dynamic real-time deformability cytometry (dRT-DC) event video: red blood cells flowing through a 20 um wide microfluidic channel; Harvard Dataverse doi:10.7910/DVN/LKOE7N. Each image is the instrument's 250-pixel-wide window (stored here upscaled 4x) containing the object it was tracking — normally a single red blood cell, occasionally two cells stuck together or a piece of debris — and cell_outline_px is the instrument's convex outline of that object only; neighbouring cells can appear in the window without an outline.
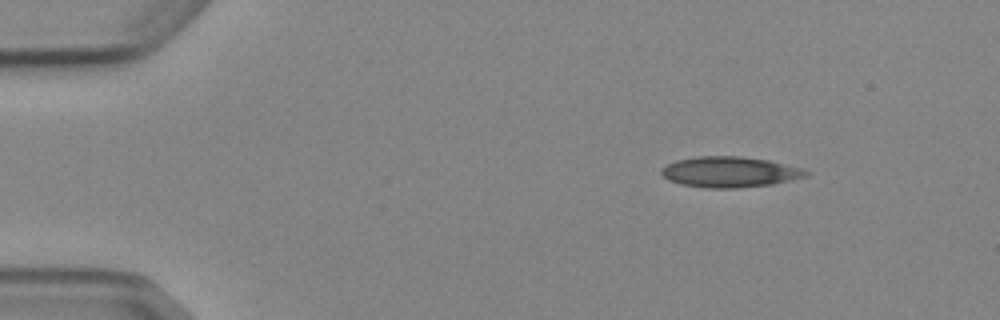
{"species": "Egyptian fruit bat (a non-hibernating species)", "species_latin": "Rousettus aegyptiacus", "temperature_condition": "cold", "stored_images_in_passage": 3, "camera_frame_rate_fps": 3000, "um_per_image_px": 0.085, "animal": {"sex": "female"}, "frame": {"image": 1, "passage_image": 1, "time_ms": 0.0, "image_size_px": [1000, 320], "cell_outline_px": [[812, 172], [808, 176], [772, 184], [736, 188], [708, 188], [680, 184], [668, 180], [660, 172], [660, 168], [676, 160], [696, 156], [740, 156], [768, 160], [804, 168]], "centroid_in_image_um": [62.04, 14.61], "position_along_channel_um": 23.0, "area_um2": 26.01}}